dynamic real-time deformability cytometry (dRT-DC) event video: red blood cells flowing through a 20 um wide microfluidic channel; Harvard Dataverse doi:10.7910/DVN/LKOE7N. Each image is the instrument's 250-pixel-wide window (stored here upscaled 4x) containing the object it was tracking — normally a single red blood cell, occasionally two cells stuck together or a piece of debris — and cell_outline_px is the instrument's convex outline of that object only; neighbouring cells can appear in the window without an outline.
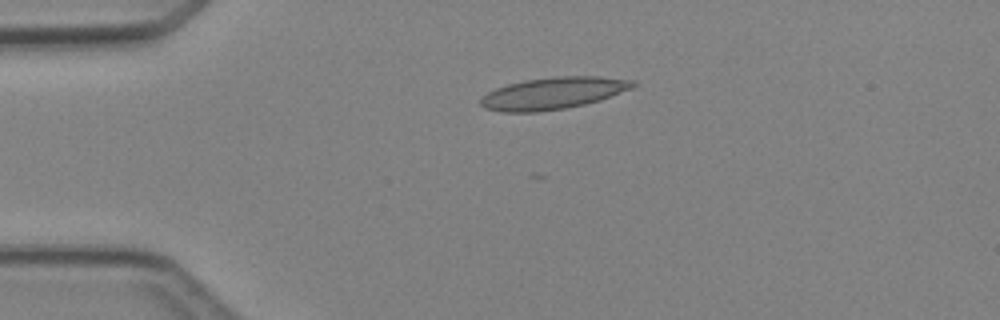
{"species": "Egyptian fruit bat (a non-hibernating species)", "species_latin": "Rousettus aegyptiacus", "temperature_condition": "cold", "stored_images_in_passage": 3, "camera_frame_rate_fps": 3000, "um_per_image_px": 0.085, "animal": {"sex": "female"}, "frame": {"image": 1, "passage_image": 1, "time_ms": 0.0, "image_size_px": [1000, 320], "cell_outline_px": [[640, 84], [632, 88], [600, 100], [584, 104], [564, 108], [536, 112], [504, 112], [484, 108], [480, 104], [480, 96], [496, 88], [508, 84], [524, 80], [556, 76], [600, 76], [636, 80]], "centroid_in_image_um": [47.04, 7.91], "position_along_channel_um": 38.0, "area_um2": 28.5}}
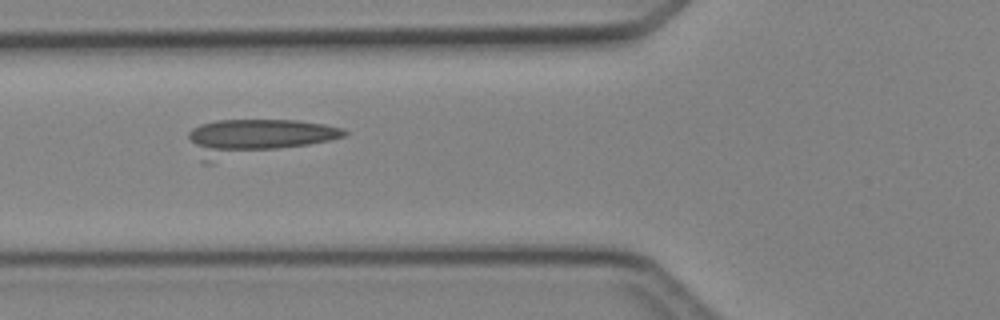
{"frame": {"image": 2, "passage_image": 3, "time_ms": 2.333, "image_size_px": [1000, 320], "cell_outline_px": [[348, 132], [344, 136], [328, 140], [212, 164], [204, 164], [200, 160], [188, 136], [188, 132], [192, 128], [200, 124], [216, 120], [296, 120], [324, 124], [344, 128]], "centroid_in_image_um": [21.71, 11.69], "position_along_channel_um": 104.1, "area_um2": 33.06}}